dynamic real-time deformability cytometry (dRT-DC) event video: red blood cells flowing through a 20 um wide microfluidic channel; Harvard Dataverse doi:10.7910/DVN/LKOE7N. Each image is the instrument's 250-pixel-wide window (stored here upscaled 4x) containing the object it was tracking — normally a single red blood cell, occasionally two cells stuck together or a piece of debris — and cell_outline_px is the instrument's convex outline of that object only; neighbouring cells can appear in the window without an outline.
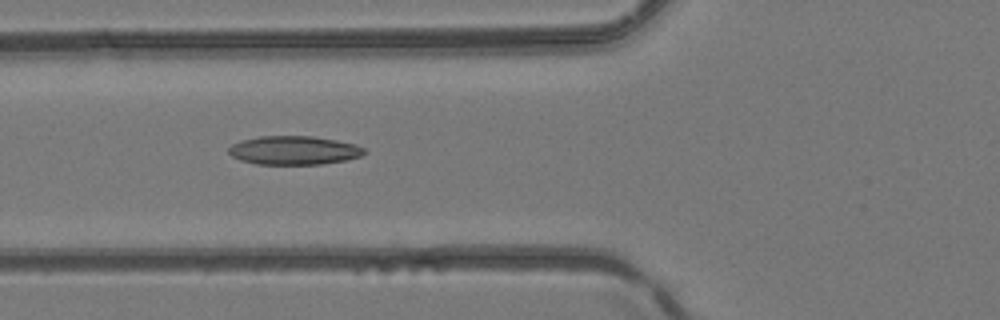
{"species": "common noctule bat (a hibernating species)", "species_latin": "Nyctalus noctula", "temperature_condition": "room temperature", "stored_images_in_passage": 4, "camera_frame_rate_fps": 3000, "um_per_image_px": 0.085, "animal": {"sex": "female", "body_mass_g": 24.6, "forearm_length_mm": 56.2}, "frame": {"image": 1, "passage_image": 4, "time_ms": 1.0, "image_size_px": [1000, 320], "cell_outline_px": [[368, 152], [360, 156], [344, 160], [320, 164], [256, 164], [240, 160], [232, 156], [228, 152], [228, 148], [232, 144], [244, 140], [260, 136], [312, 136], [336, 140], [356, 144], [364, 148]], "centroid_in_image_um": [24.99, 12.77], "position_along_channel_um": 100.8, "area_um2": 22.6}}